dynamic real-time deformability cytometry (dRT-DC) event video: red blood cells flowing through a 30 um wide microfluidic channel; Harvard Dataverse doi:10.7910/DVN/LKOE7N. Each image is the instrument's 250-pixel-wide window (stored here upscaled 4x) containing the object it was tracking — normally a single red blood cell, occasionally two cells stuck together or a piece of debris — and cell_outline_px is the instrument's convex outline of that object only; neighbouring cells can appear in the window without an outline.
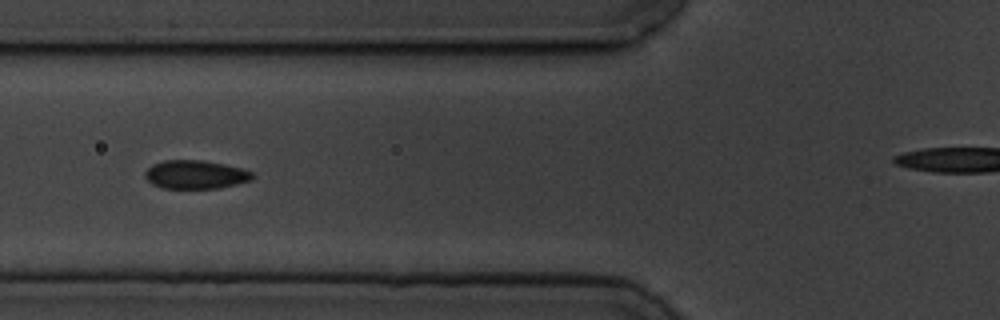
{"species": "common noctule bat (a hibernating species)", "species_latin": "Nyctalus noctula", "temperature_condition": "cold", "stored_images_in_passage": 10, "segment_of_instrument_passage": [1, 2], "camera_frame_rate_fps": 3000, "um_per_image_px": 0.085, "animal": {"sex": "male", "body_mass_g": 19.5, "forearm_length_mm": 54.6}, "frame": {"image": 1, "passage_image": 5, "time_ms": 4.667, "image_size_px": [1000, 320], "cell_outline_px": [[256, 176], [252, 180], [220, 188], [160, 188], [152, 184], [144, 176], [144, 172], [152, 164], [164, 160], [204, 160], [224, 164], [240, 168], [252, 172]], "centroid_in_image_um": [16.61, 14.83], "position_along_channel_um": 109.2, "area_um2": 17.98}}
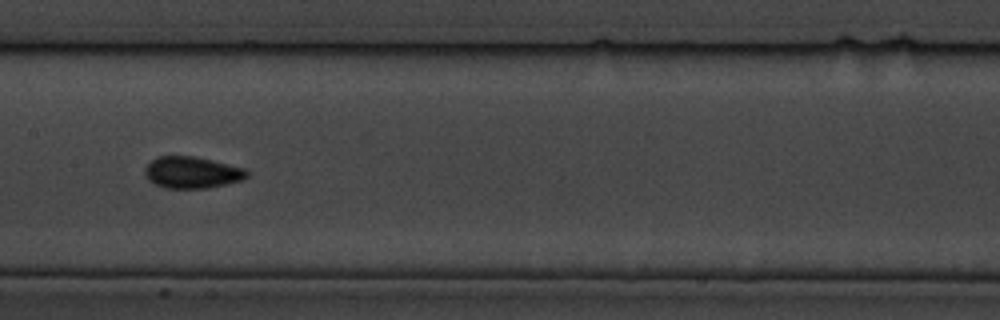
{"frame": {"image": 2, "passage_image": 7, "time_ms": 7.0, "image_size_px": [1000, 320], "cell_outline_px": [[248, 176], [244, 180], [228, 184], [208, 188], [164, 188], [148, 180], [144, 172], [144, 168], [156, 156], [192, 156], [244, 168], [248, 172]], "centroid_in_image_um": [16.31, 14.67], "position_along_channel_um": 191.1, "area_um2": 18.79}}
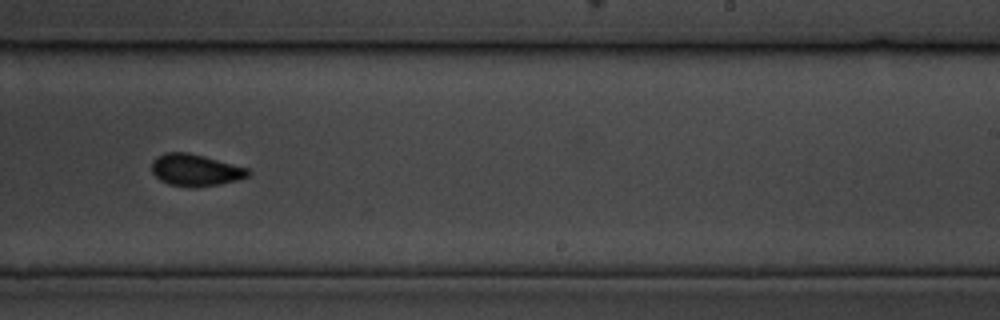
{"frame": {"image": 3, "passage_image": 9, "time_ms": 9.333, "image_size_px": [1000, 320], "cell_outline_px": [[252, 172], [248, 176], [236, 180], [220, 184], [196, 188], [188, 188], [168, 184], [160, 180], [152, 172], [152, 160], [156, 156], [164, 152], [188, 152], [204, 156], [248, 168]], "centroid_in_image_um": [16.59, 14.46], "position_along_channel_um": 272.4, "area_um2": 18.15}}